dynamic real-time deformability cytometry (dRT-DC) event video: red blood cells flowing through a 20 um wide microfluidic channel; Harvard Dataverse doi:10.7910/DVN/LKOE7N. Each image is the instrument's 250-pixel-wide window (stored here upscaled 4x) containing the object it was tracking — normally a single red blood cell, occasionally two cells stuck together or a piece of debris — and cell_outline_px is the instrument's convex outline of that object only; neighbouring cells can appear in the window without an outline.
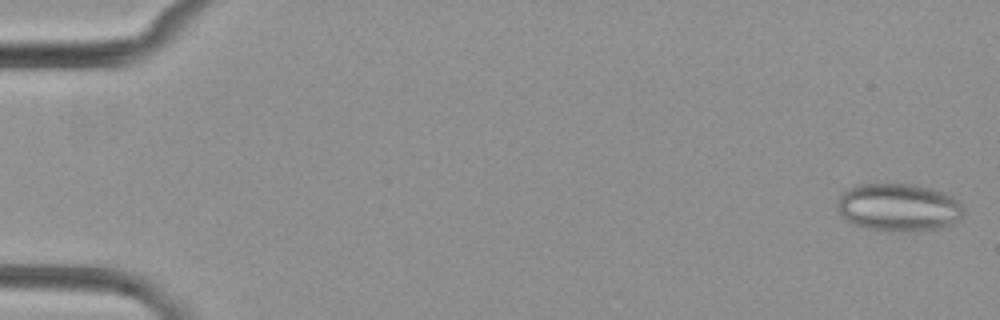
{"species": "common noctule bat (a hibernating species)", "species_latin": "Nyctalus noctula", "temperature_condition": "cold", "stored_images_in_passage": 6, "camera_frame_rate_fps": 3000, "um_per_image_px": 0.085, "animal": {"sex": "female", "body_mass_g": 29.2, "forearm_length_mm": 56.3}, "frame": {"image": 1, "passage_image": 1, "time_ms": 0.0, "image_size_px": [1000, 320], "cell_outline_px": [[964, 212], [956, 220], [944, 228], [908, 232], [880, 232], [864, 228], [852, 224], [840, 212], [836, 204], [840, 196], [848, 188], [856, 184], [876, 180], [884, 180], [912, 184], [932, 188], [944, 192], [952, 196], [964, 208]], "centroid_in_image_um": [76.33, 17.59], "position_along_channel_um": 8.7, "area_um2": 36.53}}